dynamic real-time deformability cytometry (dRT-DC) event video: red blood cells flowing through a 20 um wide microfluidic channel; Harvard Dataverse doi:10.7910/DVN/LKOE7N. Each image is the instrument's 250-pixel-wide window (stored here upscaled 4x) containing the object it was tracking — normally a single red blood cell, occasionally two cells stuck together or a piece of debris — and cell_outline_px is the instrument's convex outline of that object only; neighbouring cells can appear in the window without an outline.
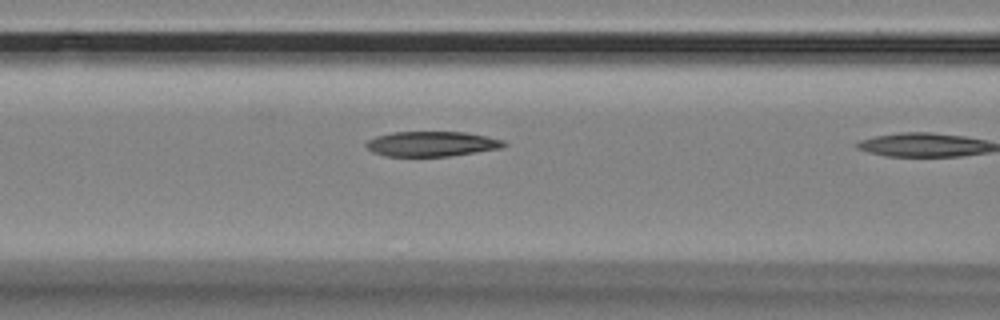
{"species": "Egyptian fruit bat (a non-hibernating species)", "species_latin": "Rousettus aegyptiacus", "temperature_condition": "room temperature", "stored_images_in_passage": 10, "camera_frame_rate_fps": 3000, "um_per_image_px": 0.085, "animal": {"sex": "female"}, "frame": {"image": 1, "passage_image": 9, "time_ms": 2.667, "image_size_px": [1000, 320], "cell_outline_px": [[508, 144], [500, 148], [448, 156], [384, 156], [372, 152], [364, 144], [368, 140], [376, 136], [392, 132], [464, 132], [504, 140]], "centroid_in_image_um": [36.65, 12.23], "position_along_channel_um": 129.9, "area_um2": 19.94}}